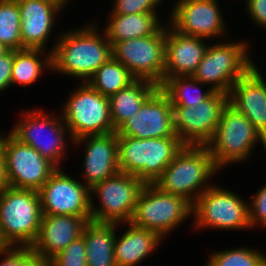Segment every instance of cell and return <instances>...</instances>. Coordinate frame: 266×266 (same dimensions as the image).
<instances>
[{
    "label": "cell",
    "mask_w": 266,
    "mask_h": 266,
    "mask_svg": "<svg viewBox=\"0 0 266 266\" xmlns=\"http://www.w3.org/2000/svg\"><path fill=\"white\" fill-rule=\"evenodd\" d=\"M97 22L99 20L93 19L79 28L61 29L51 52L52 73L73 77L77 83H84L113 56L112 44L104 31L98 29Z\"/></svg>",
    "instance_id": "6da1fadb"
},
{
    "label": "cell",
    "mask_w": 266,
    "mask_h": 266,
    "mask_svg": "<svg viewBox=\"0 0 266 266\" xmlns=\"http://www.w3.org/2000/svg\"><path fill=\"white\" fill-rule=\"evenodd\" d=\"M220 173L207 146L184 145L154 185L166 193L184 197L193 205Z\"/></svg>",
    "instance_id": "7a4b0ae2"
},
{
    "label": "cell",
    "mask_w": 266,
    "mask_h": 266,
    "mask_svg": "<svg viewBox=\"0 0 266 266\" xmlns=\"http://www.w3.org/2000/svg\"><path fill=\"white\" fill-rule=\"evenodd\" d=\"M41 218L38 191L6 187L0 192V246L31 247Z\"/></svg>",
    "instance_id": "3957f363"
},
{
    "label": "cell",
    "mask_w": 266,
    "mask_h": 266,
    "mask_svg": "<svg viewBox=\"0 0 266 266\" xmlns=\"http://www.w3.org/2000/svg\"><path fill=\"white\" fill-rule=\"evenodd\" d=\"M42 109H22L9 132L20 142L35 148L56 169H62L73 140L61 115Z\"/></svg>",
    "instance_id": "277c9868"
},
{
    "label": "cell",
    "mask_w": 266,
    "mask_h": 266,
    "mask_svg": "<svg viewBox=\"0 0 266 266\" xmlns=\"http://www.w3.org/2000/svg\"><path fill=\"white\" fill-rule=\"evenodd\" d=\"M248 41L227 38L209 43L192 77L213 91L229 94L232 85L257 64Z\"/></svg>",
    "instance_id": "5b68a950"
},
{
    "label": "cell",
    "mask_w": 266,
    "mask_h": 266,
    "mask_svg": "<svg viewBox=\"0 0 266 266\" xmlns=\"http://www.w3.org/2000/svg\"><path fill=\"white\" fill-rule=\"evenodd\" d=\"M118 167L145 184H154L184 144L179 137L137 139L118 136Z\"/></svg>",
    "instance_id": "8992f818"
},
{
    "label": "cell",
    "mask_w": 266,
    "mask_h": 266,
    "mask_svg": "<svg viewBox=\"0 0 266 266\" xmlns=\"http://www.w3.org/2000/svg\"><path fill=\"white\" fill-rule=\"evenodd\" d=\"M220 186L213 183L192 205L193 231L250 230L248 198L246 200L237 192Z\"/></svg>",
    "instance_id": "52a82bcc"
},
{
    "label": "cell",
    "mask_w": 266,
    "mask_h": 266,
    "mask_svg": "<svg viewBox=\"0 0 266 266\" xmlns=\"http://www.w3.org/2000/svg\"><path fill=\"white\" fill-rule=\"evenodd\" d=\"M259 144H262L259 131L246 116L228 103L212 140L206 146L215 166L221 171L231 164H243L251 158Z\"/></svg>",
    "instance_id": "ba28073f"
},
{
    "label": "cell",
    "mask_w": 266,
    "mask_h": 266,
    "mask_svg": "<svg viewBox=\"0 0 266 266\" xmlns=\"http://www.w3.org/2000/svg\"><path fill=\"white\" fill-rule=\"evenodd\" d=\"M63 102L61 117L74 141L83 136L104 135L114 130L110 117V101L87 82L71 89Z\"/></svg>",
    "instance_id": "9c48e42d"
},
{
    "label": "cell",
    "mask_w": 266,
    "mask_h": 266,
    "mask_svg": "<svg viewBox=\"0 0 266 266\" xmlns=\"http://www.w3.org/2000/svg\"><path fill=\"white\" fill-rule=\"evenodd\" d=\"M192 220V204L184 197L166 193L154 184L141 190L130 223L158 233L164 240Z\"/></svg>",
    "instance_id": "30bf717a"
},
{
    "label": "cell",
    "mask_w": 266,
    "mask_h": 266,
    "mask_svg": "<svg viewBox=\"0 0 266 266\" xmlns=\"http://www.w3.org/2000/svg\"><path fill=\"white\" fill-rule=\"evenodd\" d=\"M144 186L145 183L136 176L121 171L95 184L90 188L91 221L108 224L130 222ZM96 196L99 204L95 203Z\"/></svg>",
    "instance_id": "8fae6325"
},
{
    "label": "cell",
    "mask_w": 266,
    "mask_h": 266,
    "mask_svg": "<svg viewBox=\"0 0 266 266\" xmlns=\"http://www.w3.org/2000/svg\"><path fill=\"white\" fill-rule=\"evenodd\" d=\"M6 134L0 131L8 186L39 191L56 168L35 148L20 142L9 131Z\"/></svg>",
    "instance_id": "7c38bea8"
},
{
    "label": "cell",
    "mask_w": 266,
    "mask_h": 266,
    "mask_svg": "<svg viewBox=\"0 0 266 266\" xmlns=\"http://www.w3.org/2000/svg\"><path fill=\"white\" fill-rule=\"evenodd\" d=\"M228 94L214 91L208 98L189 106H172L174 130L184 145L206 146L213 138Z\"/></svg>",
    "instance_id": "4fadbf2b"
},
{
    "label": "cell",
    "mask_w": 266,
    "mask_h": 266,
    "mask_svg": "<svg viewBox=\"0 0 266 266\" xmlns=\"http://www.w3.org/2000/svg\"><path fill=\"white\" fill-rule=\"evenodd\" d=\"M165 24L147 37L117 42L112 47L113 57L122 63L136 79L160 85L165 69Z\"/></svg>",
    "instance_id": "5bb4252c"
},
{
    "label": "cell",
    "mask_w": 266,
    "mask_h": 266,
    "mask_svg": "<svg viewBox=\"0 0 266 266\" xmlns=\"http://www.w3.org/2000/svg\"><path fill=\"white\" fill-rule=\"evenodd\" d=\"M172 5L166 23L168 21L177 32L212 41L216 38L217 40H222L223 37L229 38L225 37L229 29L224 12L219 7V0H176Z\"/></svg>",
    "instance_id": "9a60e30c"
},
{
    "label": "cell",
    "mask_w": 266,
    "mask_h": 266,
    "mask_svg": "<svg viewBox=\"0 0 266 266\" xmlns=\"http://www.w3.org/2000/svg\"><path fill=\"white\" fill-rule=\"evenodd\" d=\"M69 174L56 169L38 191L42 215L91 217L90 188Z\"/></svg>",
    "instance_id": "2e32d148"
},
{
    "label": "cell",
    "mask_w": 266,
    "mask_h": 266,
    "mask_svg": "<svg viewBox=\"0 0 266 266\" xmlns=\"http://www.w3.org/2000/svg\"><path fill=\"white\" fill-rule=\"evenodd\" d=\"M17 2L21 14L22 49H44L51 53L61 34L57 32L54 36L53 29L58 25L56 22L59 16L60 18L62 16L61 11L65 12L67 8L64 9L54 0H17ZM52 37L55 38L53 46L48 49L47 45Z\"/></svg>",
    "instance_id": "e0dca14e"
},
{
    "label": "cell",
    "mask_w": 266,
    "mask_h": 266,
    "mask_svg": "<svg viewBox=\"0 0 266 266\" xmlns=\"http://www.w3.org/2000/svg\"><path fill=\"white\" fill-rule=\"evenodd\" d=\"M116 133L137 139L178 137L168 96L159 87Z\"/></svg>",
    "instance_id": "ac0fdd59"
},
{
    "label": "cell",
    "mask_w": 266,
    "mask_h": 266,
    "mask_svg": "<svg viewBox=\"0 0 266 266\" xmlns=\"http://www.w3.org/2000/svg\"><path fill=\"white\" fill-rule=\"evenodd\" d=\"M72 144L77 149L79 146L83 148L84 154L81 161L83 168L80 175L83 176V178L81 176L82 182L89 188L120 171L116 132L83 136L75 139Z\"/></svg>",
    "instance_id": "d6986e66"
},
{
    "label": "cell",
    "mask_w": 266,
    "mask_h": 266,
    "mask_svg": "<svg viewBox=\"0 0 266 266\" xmlns=\"http://www.w3.org/2000/svg\"><path fill=\"white\" fill-rule=\"evenodd\" d=\"M266 76L254 64L233 85L229 104L246 116L261 135L266 132Z\"/></svg>",
    "instance_id": "ffe728a7"
},
{
    "label": "cell",
    "mask_w": 266,
    "mask_h": 266,
    "mask_svg": "<svg viewBox=\"0 0 266 266\" xmlns=\"http://www.w3.org/2000/svg\"><path fill=\"white\" fill-rule=\"evenodd\" d=\"M90 221L91 217L42 215L37 238L30 248L44 262H48L80 237Z\"/></svg>",
    "instance_id": "44dd1931"
},
{
    "label": "cell",
    "mask_w": 266,
    "mask_h": 266,
    "mask_svg": "<svg viewBox=\"0 0 266 266\" xmlns=\"http://www.w3.org/2000/svg\"><path fill=\"white\" fill-rule=\"evenodd\" d=\"M183 35L165 24L164 79L192 76L199 66L210 40Z\"/></svg>",
    "instance_id": "7402d4cb"
},
{
    "label": "cell",
    "mask_w": 266,
    "mask_h": 266,
    "mask_svg": "<svg viewBox=\"0 0 266 266\" xmlns=\"http://www.w3.org/2000/svg\"><path fill=\"white\" fill-rule=\"evenodd\" d=\"M127 227L122 235L116 233L114 258L116 266H139L154 252H158L164 239L156 232L133 225L122 223ZM120 235V236H119Z\"/></svg>",
    "instance_id": "603a6c76"
},
{
    "label": "cell",
    "mask_w": 266,
    "mask_h": 266,
    "mask_svg": "<svg viewBox=\"0 0 266 266\" xmlns=\"http://www.w3.org/2000/svg\"><path fill=\"white\" fill-rule=\"evenodd\" d=\"M160 14L161 12L109 14L102 30L113 47L117 42L156 33L165 24V20H160Z\"/></svg>",
    "instance_id": "cb8c5ba5"
},
{
    "label": "cell",
    "mask_w": 266,
    "mask_h": 266,
    "mask_svg": "<svg viewBox=\"0 0 266 266\" xmlns=\"http://www.w3.org/2000/svg\"><path fill=\"white\" fill-rule=\"evenodd\" d=\"M159 88V85L145 79H135L127 87L109 98L110 117L117 131L130 117L135 115L143 103Z\"/></svg>",
    "instance_id": "d4e9b609"
},
{
    "label": "cell",
    "mask_w": 266,
    "mask_h": 266,
    "mask_svg": "<svg viewBox=\"0 0 266 266\" xmlns=\"http://www.w3.org/2000/svg\"><path fill=\"white\" fill-rule=\"evenodd\" d=\"M119 224L95 223L90 221L83 229L86 243L87 266H116L114 245Z\"/></svg>",
    "instance_id": "484cf974"
},
{
    "label": "cell",
    "mask_w": 266,
    "mask_h": 266,
    "mask_svg": "<svg viewBox=\"0 0 266 266\" xmlns=\"http://www.w3.org/2000/svg\"><path fill=\"white\" fill-rule=\"evenodd\" d=\"M48 70L51 73V53L44 49L14 50L11 86L31 87ZM44 72V73H43Z\"/></svg>",
    "instance_id": "4316f807"
},
{
    "label": "cell",
    "mask_w": 266,
    "mask_h": 266,
    "mask_svg": "<svg viewBox=\"0 0 266 266\" xmlns=\"http://www.w3.org/2000/svg\"><path fill=\"white\" fill-rule=\"evenodd\" d=\"M203 86V87H202ZM192 76H175L164 79L159 85L172 106H189L208 98L214 91ZM204 88V89H202Z\"/></svg>",
    "instance_id": "83f0119b"
},
{
    "label": "cell",
    "mask_w": 266,
    "mask_h": 266,
    "mask_svg": "<svg viewBox=\"0 0 266 266\" xmlns=\"http://www.w3.org/2000/svg\"><path fill=\"white\" fill-rule=\"evenodd\" d=\"M136 78L113 56L101 65L87 83L101 95L110 98Z\"/></svg>",
    "instance_id": "f1b7e54d"
},
{
    "label": "cell",
    "mask_w": 266,
    "mask_h": 266,
    "mask_svg": "<svg viewBox=\"0 0 266 266\" xmlns=\"http://www.w3.org/2000/svg\"><path fill=\"white\" fill-rule=\"evenodd\" d=\"M262 250L249 246L212 250L204 266H266V255Z\"/></svg>",
    "instance_id": "f546056e"
},
{
    "label": "cell",
    "mask_w": 266,
    "mask_h": 266,
    "mask_svg": "<svg viewBox=\"0 0 266 266\" xmlns=\"http://www.w3.org/2000/svg\"><path fill=\"white\" fill-rule=\"evenodd\" d=\"M21 14L17 0H0V42L9 50H21Z\"/></svg>",
    "instance_id": "4dcf8cb0"
},
{
    "label": "cell",
    "mask_w": 266,
    "mask_h": 266,
    "mask_svg": "<svg viewBox=\"0 0 266 266\" xmlns=\"http://www.w3.org/2000/svg\"><path fill=\"white\" fill-rule=\"evenodd\" d=\"M0 266H42L45 262L30 247H0Z\"/></svg>",
    "instance_id": "1f68e13d"
},
{
    "label": "cell",
    "mask_w": 266,
    "mask_h": 266,
    "mask_svg": "<svg viewBox=\"0 0 266 266\" xmlns=\"http://www.w3.org/2000/svg\"><path fill=\"white\" fill-rule=\"evenodd\" d=\"M86 243L83 235L48 261L50 266H87Z\"/></svg>",
    "instance_id": "d6a6232c"
},
{
    "label": "cell",
    "mask_w": 266,
    "mask_h": 266,
    "mask_svg": "<svg viewBox=\"0 0 266 266\" xmlns=\"http://www.w3.org/2000/svg\"><path fill=\"white\" fill-rule=\"evenodd\" d=\"M165 0H113L109 14H135L147 12H160V5ZM159 9V11H158ZM111 12V13H110Z\"/></svg>",
    "instance_id": "836d02e7"
},
{
    "label": "cell",
    "mask_w": 266,
    "mask_h": 266,
    "mask_svg": "<svg viewBox=\"0 0 266 266\" xmlns=\"http://www.w3.org/2000/svg\"><path fill=\"white\" fill-rule=\"evenodd\" d=\"M249 200V220L251 229L266 228V182Z\"/></svg>",
    "instance_id": "e575fe53"
},
{
    "label": "cell",
    "mask_w": 266,
    "mask_h": 266,
    "mask_svg": "<svg viewBox=\"0 0 266 266\" xmlns=\"http://www.w3.org/2000/svg\"><path fill=\"white\" fill-rule=\"evenodd\" d=\"M244 8L249 15L247 18L252 20L257 28L266 30V0H245Z\"/></svg>",
    "instance_id": "d590c367"
},
{
    "label": "cell",
    "mask_w": 266,
    "mask_h": 266,
    "mask_svg": "<svg viewBox=\"0 0 266 266\" xmlns=\"http://www.w3.org/2000/svg\"><path fill=\"white\" fill-rule=\"evenodd\" d=\"M14 62V50H8L0 56V94L12 88L11 73Z\"/></svg>",
    "instance_id": "8d00e7d4"
},
{
    "label": "cell",
    "mask_w": 266,
    "mask_h": 266,
    "mask_svg": "<svg viewBox=\"0 0 266 266\" xmlns=\"http://www.w3.org/2000/svg\"><path fill=\"white\" fill-rule=\"evenodd\" d=\"M6 187H8V183L5 176L3 153L0 148V192L3 191Z\"/></svg>",
    "instance_id": "74e56055"
},
{
    "label": "cell",
    "mask_w": 266,
    "mask_h": 266,
    "mask_svg": "<svg viewBox=\"0 0 266 266\" xmlns=\"http://www.w3.org/2000/svg\"><path fill=\"white\" fill-rule=\"evenodd\" d=\"M263 147L262 150L265 151L264 153L266 154V132L262 135V144Z\"/></svg>",
    "instance_id": "f35d334b"
},
{
    "label": "cell",
    "mask_w": 266,
    "mask_h": 266,
    "mask_svg": "<svg viewBox=\"0 0 266 266\" xmlns=\"http://www.w3.org/2000/svg\"><path fill=\"white\" fill-rule=\"evenodd\" d=\"M54 1L61 4L65 8L67 6V3L69 5V2H71L72 0H54Z\"/></svg>",
    "instance_id": "ab89813d"
},
{
    "label": "cell",
    "mask_w": 266,
    "mask_h": 266,
    "mask_svg": "<svg viewBox=\"0 0 266 266\" xmlns=\"http://www.w3.org/2000/svg\"><path fill=\"white\" fill-rule=\"evenodd\" d=\"M9 49L0 42V56L6 53Z\"/></svg>",
    "instance_id": "60d3db41"
},
{
    "label": "cell",
    "mask_w": 266,
    "mask_h": 266,
    "mask_svg": "<svg viewBox=\"0 0 266 266\" xmlns=\"http://www.w3.org/2000/svg\"><path fill=\"white\" fill-rule=\"evenodd\" d=\"M42 266H50L48 262H45Z\"/></svg>",
    "instance_id": "b9f144b4"
}]
</instances>
